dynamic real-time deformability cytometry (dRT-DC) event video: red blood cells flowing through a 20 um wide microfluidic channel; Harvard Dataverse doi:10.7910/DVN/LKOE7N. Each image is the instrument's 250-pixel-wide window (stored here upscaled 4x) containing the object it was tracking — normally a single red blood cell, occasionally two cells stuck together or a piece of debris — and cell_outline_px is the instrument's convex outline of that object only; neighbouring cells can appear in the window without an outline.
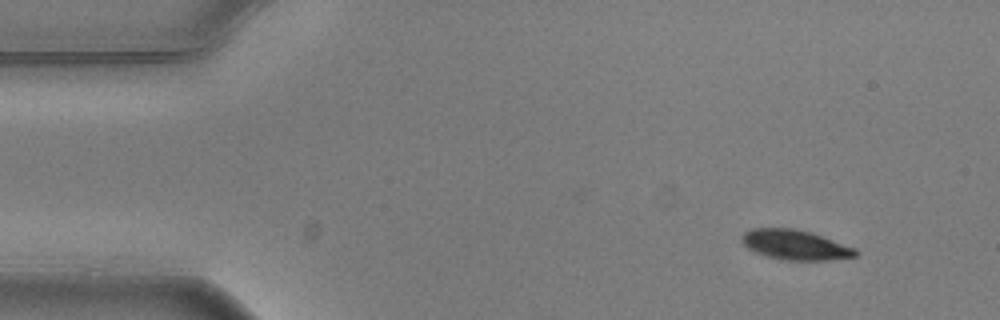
{"species": "common noctule bat (a hibernating species)", "species_latin": "Nyctalus noctula", "temperature_condition": "warm", "stored_images_in_passage": 4, "camera_frame_rate_fps": 3000, "um_per_image_px": 0.085, "animal": {"sex": "male", "body_mass_g": 20.5, "forearm_length_mm": 52.5}, "frame": {"image": 1, "passage_image": 1, "time_ms": 0.0, "image_size_px": [1000, 320], "cell_outline_px": [[860, 252], [856, 256], [828, 260], [784, 260], [768, 256], [756, 252], [748, 248], [740, 240], [744, 232], [752, 228], [796, 228], [812, 232], [856, 248]], "centroid_in_image_um": [67.62, 20.8], "position_along_channel_um": 17.4, "area_um2": 19.88}}
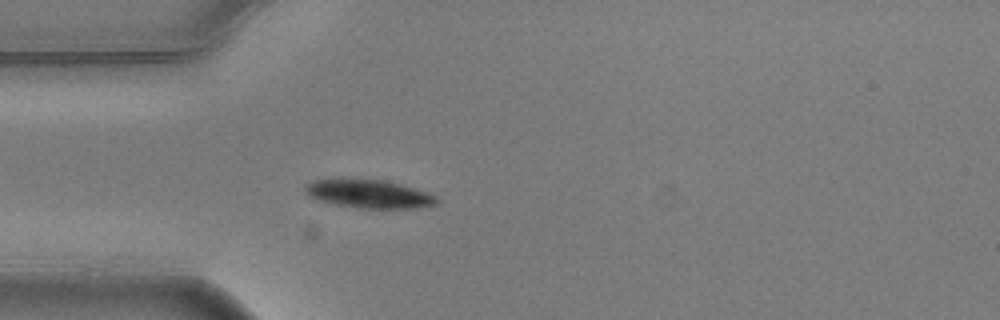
{"frame": {"image": 2, "passage_image": 4, "time_ms": 1.0, "image_size_px": [1000, 320], "cell_outline_px": [[440, 200], [436, 204], [420, 208], [356, 208], [332, 204], [308, 196], [304, 192], [304, 188], [308, 184], [316, 180], [380, 180], [400, 184], [436, 196]], "centroid_in_image_um": [31.37, 16.51], "position_along_channel_um": 53.6, "area_um2": 21.27}}